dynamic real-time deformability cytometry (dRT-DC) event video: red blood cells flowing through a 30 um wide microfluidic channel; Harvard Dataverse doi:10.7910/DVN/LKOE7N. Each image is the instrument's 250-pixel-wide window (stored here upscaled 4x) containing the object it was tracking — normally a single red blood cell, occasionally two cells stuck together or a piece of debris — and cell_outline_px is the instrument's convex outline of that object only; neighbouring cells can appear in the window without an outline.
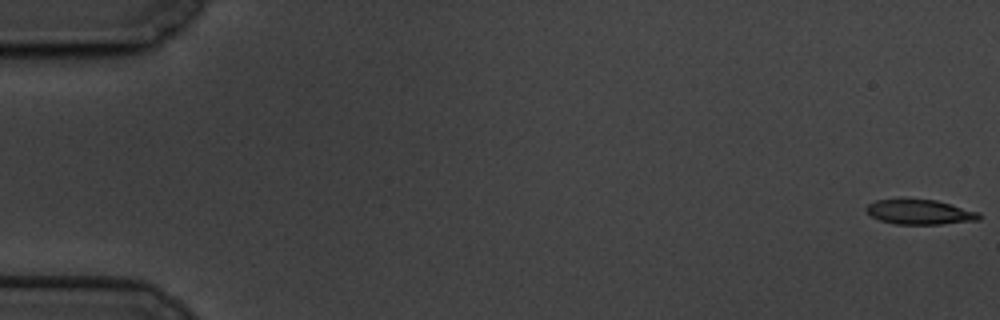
{"species": "common noctule bat (a hibernating species)", "species_latin": "Nyctalus noctula", "temperature_condition": "cold", "stored_images_in_passage": 60, "camera_frame_rate_fps": 3000, "um_per_image_px": 0.085, "animal": {"sex": "male", "body_mass_g": 19.5, "forearm_length_mm": 54.6}, "frame": {"image": 1, "passage_image": 1, "time_ms": 0.0, "image_size_px": [1000, 320], "cell_outline_px": [[980, 220], [940, 224], [896, 224], [880, 220], [872, 216], [864, 208], [868, 204], [876, 200], [900, 196], [936, 200], [980, 212]], "centroid_in_image_um": [78.14, 17.97], "position_along_channel_um": 6.9, "area_um2": 16.94}}
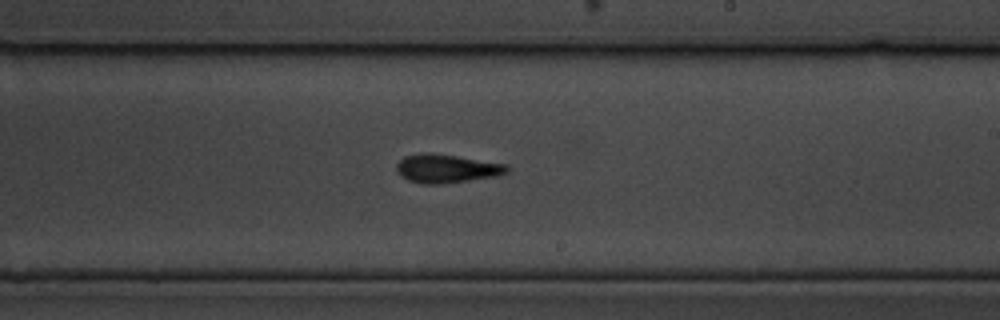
{"frame": {"image": 2, "passage_image": 36, "time_ms": 11.667, "image_size_px": [1000, 320], "cell_outline_px": [[512, 168], [508, 172], [496, 176], [444, 184], [424, 184], [408, 180], [400, 176], [396, 168], [396, 164], [404, 156], [420, 152], [424, 152], [456, 156], [508, 164]], "centroid_in_image_um": [37.97, 14.33], "position_along_channel_um": 251.0, "area_um2": 18.55}}
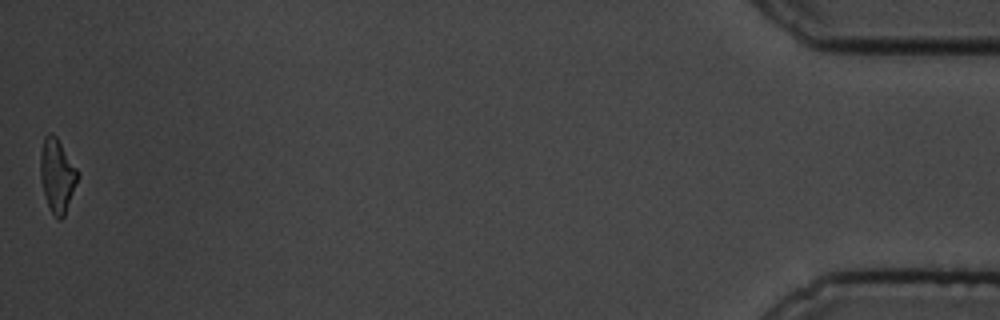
{"frame": {"image": 3, "passage_image": 60, "time_ms": 19.667, "image_size_px": [1000, 320], "cell_outline_px": [[80, 176], [64, 216], [60, 220], [52, 212], [48, 204], [40, 180], [40, 152], [44, 136], [48, 132], [52, 132], [56, 136], [80, 172]], "centroid_in_image_um": [4.87, 14.86], "position_along_channel_um": 430.3, "area_um2": 16.13}, "authors_computed_cell_mechanics": {"area_um2": 17.0221, "velocity_mm_per_s": 3.3876, "shape_relaxation_time_tau1_ms": 5.2813, "shape_relaxation_time_tau2_ms": 5.3416, "deformation_change_tau1": 0.143, "deformation_change_tau2": 0.1437}}